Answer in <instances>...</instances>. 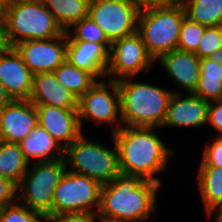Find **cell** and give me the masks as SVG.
Here are the masks:
<instances>
[{
  "label": "cell",
  "instance_id": "cell-8",
  "mask_svg": "<svg viewBox=\"0 0 222 222\" xmlns=\"http://www.w3.org/2000/svg\"><path fill=\"white\" fill-rule=\"evenodd\" d=\"M101 189L102 185L92 178L66 170L54 191L52 216H96L100 206Z\"/></svg>",
  "mask_w": 222,
  "mask_h": 222
},
{
  "label": "cell",
  "instance_id": "cell-26",
  "mask_svg": "<svg viewBox=\"0 0 222 222\" xmlns=\"http://www.w3.org/2000/svg\"><path fill=\"white\" fill-rule=\"evenodd\" d=\"M54 74L60 81V84L72 92L78 99L97 81L89 72L75 67L67 60L54 71Z\"/></svg>",
  "mask_w": 222,
  "mask_h": 222
},
{
  "label": "cell",
  "instance_id": "cell-22",
  "mask_svg": "<svg viewBox=\"0 0 222 222\" xmlns=\"http://www.w3.org/2000/svg\"><path fill=\"white\" fill-rule=\"evenodd\" d=\"M29 163L18 143L0 140V177L12 182L16 187L25 176Z\"/></svg>",
  "mask_w": 222,
  "mask_h": 222
},
{
  "label": "cell",
  "instance_id": "cell-9",
  "mask_svg": "<svg viewBox=\"0 0 222 222\" xmlns=\"http://www.w3.org/2000/svg\"><path fill=\"white\" fill-rule=\"evenodd\" d=\"M101 80L78 99L79 123L82 129V120L93 119L96 123L112 125V133L121 126L120 91L117 81ZM109 88H108V85ZM112 90V91H111ZM116 124V126L114 125Z\"/></svg>",
  "mask_w": 222,
  "mask_h": 222
},
{
  "label": "cell",
  "instance_id": "cell-11",
  "mask_svg": "<svg viewBox=\"0 0 222 222\" xmlns=\"http://www.w3.org/2000/svg\"><path fill=\"white\" fill-rule=\"evenodd\" d=\"M138 32L125 36L111 43L106 76L118 81L137 77V74L149 70L154 63Z\"/></svg>",
  "mask_w": 222,
  "mask_h": 222
},
{
  "label": "cell",
  "instance_id": "cell-6",
  "mask_svg": "<svg viewBox=\"0 0 222 222\" xmlns=\"http://www.w3.org/2000/svg\"><path fill=\"white\" fill-rule=\"evenodd\" d=\"M113 142L114 149H110L100 142L88 141L82 133L64 151L67 170L86 175L101 185L111 182L120 174L118 150Z\"/></svg>",
  "mask_w": 222,
  "mask_h": 222
},
{
  "label": "cell",
  "instance_id": "cell-13",
  "mask_svg": "<svg viewBox=\"0 0 222 222\" xmlns=\"http://www.w3.org/2000/svg\"><path fill=\"white\" fill-rule=\"evenodd\" d=\"M38 124L35 105L29 100H12L0 110V140L19 143Z\"/></svg>",
  "mask_w": 222,
  "mask_h": 222
},
{
  "label": "cell",
  "instance_id": "cell-1",
  "mask_svg": "<svg viewBox=\"0 0 222 222\" xmlns=\"http://www.w3.org/2000/svg\"><path fill=\"white\" fill-rule=\"evenodd\" d=\"M154 130L155 127L121 126L112 135L118 150L120 173L162 185L156 174L167 170L168 158L174 151Z\"/></svg>",
  "mask_w": 222,
  "mask_h": 222
},
{
  "label": "cell",
  "instance_id": "cell-27",
  "mask_svg": "<svg viewBox=\"0 0 222 222\" xmlns=\"http://www.w3.org/2000/svg\"><path fill=\"white\" fill-rule=\"evenodd\" d=\"M73 33L67 30L66 33L74 41H88L95 43H110L103 30L89 16L74 23L71 27Z\"/></svg>",
  "mask_w": 222,
  "mask_h": 222
},
{
  "label": "cell",
  "instance_id": "cell-20",
  "mask_svg": "<svg viewBox=\"0 0 222 222\" xmlns=\"http://www.w3.org/2000/svg\"><path fill=\"white\" fill-rule=\"evenodd\" d=\"M18 145L29 164L32 159L36 163L64 158L65 149L39 124Z\"/></svg>",
  "mask_w": 222,
  "mask_h": 222
},
{
  "label": "cell",
  "instance_id": "cell-3",
  "mask_svg": "<svg viewBox=\"0 0 222 222\" xmlns=\"http://www.w3.org/2000/svg\"><path fill=\"white\" fill-rule=\"evenodd\" d=\"M131 79L133 77L117 81L122 126L162 127L174 91L134 80L132 82Z\"/></svg>",
  "mask_w": 222,
  "mask_h": 222
},
{
  "label": "cell",
  "instance_id": "cell-36",
  "mask_svg": "<svg viewBox=\"0 0 222 222\" xmlns=\"http://www.w3.org/2000/svg\"><path fill=\"white\" fill-rule=\"evenodd\" d=\"M10 44L6 35V25L4 17L0 18V53L7 51L10 48Z\"/></svg>",
  "mask_w": 222,
  "mask_h": 222
},
{
  "label": "cell",
  "instance_id": "cell-25",
  "mask_svg": "<svg viewBox=\"0 0 222 222\" xmlns=\"http://www.w3.org/2000/svg\"><path fill=\"white\" fill-rule=\"evenodd\" d=\"M186 17L205 27L222 26V0H180Z\"/></svg>",
  "mask_w": 222,
  "mask_h": 222
},
{
  "label": "cell",
  "instance_id": "cell-4",
  "mask_svg": "<svg viewBox=\"0 0 222 222\" xmlns=\"http://www.w3.org/2000/svg\"><path fill=\"white\" fill-rule=\"evenodd\" d=\"M3 17L11 47L26 40L51 39L65 32L41 0L4 5Z\"/></svg>",
  "mask_w": 222,
  "mask_h": 222
},
{
  "label": "cell",
  "instance_id": "cell-33",
  "mask_svg": "<svg viewBox=\"0 0 222 222\" xmlns=\"http://www.w3.org/2000/svg\"><path fill=\"white\" fill-rule=\"evenodd\" d=\"M17 192V187L12 182L0 177V209L14 204Z\"/></svg>",
  "mask_w": 222,
  "mask_h": 222
},
{
  "label": "cell",
  "instance_id": "cell-21",
  "mask_svg": "<svg viewBox=\"0 0 222 222\" xmlns=\"http://www.w3.org/2000/svg\"><path fill=\"white\" fill-rule=\"evenodd\" d=\"M198 186L207 216L222 207V167L200 166Z\"/></svg>",
  "mask_w": 222,
  "mask_h": 222
},
{
  "label": "cell",
  "instance_id": "cell-31",
  "mask_svg": "<svg viewBox=\"0 0 222 222\" xmlns=\"http://www.w3.org/2000/svg\"><path fill=\"white\" fill-rule=\"evenodd\" d=\"M211 143H206L202 163L200 166L222 167V136L212 138Z\"/></svg>",
  "mask_w": 222,
  "mask_h": 222
},
{
  "label": "cell",
  "instance_id": "cell-7",
  "mask_svg": "<svg viewBox=\"0 0 222 222\" xmlns=\"http://www.w3.org/2000/svg\"><path fill=\"white\" fill-rule=\"evenodd\" d=\"M66 167L64 158L33 163L17 187V199H20V204L44 216H52L54 191L67 170Z\"/></svg>",
  "mask_w": 222,
  "mask_h": 222
},
{
  "label": "cell",
  "instance_id": "cell-30",
  "mask_svg": "<svg viewBox=\"0 0 222 222\" xmlns=\"http://www.w3.org/2000/svg\"><path fill=\"white\" fill-rule=\"evenodd\" d=\"M222 48V26L206 27L194 52L200 59L207 58L217 49Z\"/></svg>",
  "mask_w": 222,
  "mask_h": 222
},
{
  "label": "cell",
  "instance_id": "cell-23",
  "mask_svg": "<svg viewBox=\"0 0 222 222\" xmlns=\"http://www.w3.org/2000/svg\"><path fill=\"white\" fill-rule=\"evenodd\" d=\"M64 31L89 16L91 0H41Z\"/></svg>",
  "mask_w": 222,
  "mask_h": 222
},
{
  "label": "cell",
  "instance_id": "cell-40",
  "mask_svg": "<svg viewBox=\"0 0 222 222\" xmlns=\"http://www.w3.org/2000/svg\"><path fill=\"white\" fill-rule=\"evenodd\" d=\"M1 1H2L3 6H4V5L14 3V2L28 1V0H1Z\"/></svg>",
  "mask_w": 222,
  "mask_h": 222
},
{
  "label": "cell",
  "instance_id": "cell-24",
  "mask_svg": "<svg viewBox=\"0 0 222 222\" xmlns=\"http://www.w3.org/2000/svg\"><path fill=\"white\" fill-rule=\"evenodd\" d=\"M200 77L194 94L205 101L222 100V64L200 59Z\"/></svg>",
  "mask_w": 222,
  "mask_h": 222
},
{
  "label": "cell",
  "instance_id": "cell-16",
  "mask_svg": "<svg viewBox=\"0 0 222 222\" xmlns=\"http://www.w3.org/2000/svg\"><path fill=\"white\" fill-rule=\"evenodd\" d=\"M33 74L14 47L0 53V83L12 100H28Z\"/></svg>",
  "mask_w": 222,
  "mask_h": 222
},
{
  "label": "cell",
  "instance_id": "cell-37",
  "mask_svg": "<svg viewBox=\"0 0 222 222\" xmlns=\"http://www.w3.org/2000/svg\"><path fill=\"white\" fill-rule=\"evenodd\" d=\"M12 101L11 97L6 93L5 88L0 83V110Z\"/></svg>",
  "mask_w": 222,
  "mask_h": 222
},
{
  "label": "cell",
  "instance_id": "cell-15",
  "mask_svg": "<svg viewBox=\"0 0 222 222\" xmlns=\"http://www.w3.org/2000/svg\"><path fill=\"white\" fill-rule=\"evenodd\" d=\"M110 47L111 43L74 41L67 34L66 60L97 80L106 77Z\"/></svg>",
  "mask_w": 222,
  "mask_h": 222
},
{
  "label": "cell",
  "instance_id": "cell-10",
  "mask_svg": "<svg viewBox=\"0 0 222 222\" xmlns=\"http://www.w3.org/2000/svg\"><path fill=\"white\" fill-rule=\"evenodd\" d=\"M139 9L131 0H91L89 17L110 43L137 32Z\"/></svg>",
  "mask_w": 222,
  "mask_h": 222
},
{
  "label": "cell",
  "instance_id": "cell-34",
  "mask_svg": "<svg viewBox=\"0 0 222 222\" xmlns=\"http://www.w3.org/2000/svg\"><path fill=\"white\" fill-rule=\"evenodd\" d=\"M139 11L168 7L177 4L180 0H131Z\"/></svg>",
  "mask_w": 222,
  "mask_h": 222
},
{
  "label": "cell",
  "instance_id": "cell-38",
  "mask_svg": "<svg viewBox=\"0 0 222 222\" xmlns=\"http://www.w3.org/2000/svg\"><path fill=\"white\" fill-rule=\"evenodd\" d=\"M207 58L211 61L222 64V48L215 50Z\"/></svg>",
  "mask_w": 222,
  "mask_h": 222
},
{
  "label": "cell",
  "instance_id": "cell-12",
  "mask_svg": "<svg viewBox=\"0 0 222 222\" xmlns=\"http://www.w3.org/2000/svg\"><path fill=\"white\" fill-rule=\"evenodd\" d=\"M14 48L33 75L54 72L66 60L67 33L51 39L26 40Z\"/></svg>",
  "mask_w": 222,
  "mask_h": 222
},
{
  "label": "cell",
  "instance_id": "cell-18",
  "mask_svg": "<svg viewBox=\"0 0 222 222\" xmlns=\"http://www.w3.org/2000/svg\"><path fill=\"white\" fill-rule=\"evenodd\" d=\"M28 100L34 105L78 108V98L60 84L54 72L33 75L32 88Z\"/></svg>",
  "mask_w": 222,
  "mask_h": 222
},
{
  "label": "cell",
  "instance_id": "cell-32",
  "mask_svg": "<svg viewBox=\"0 0 222 222\" xmlns=\"http://www.w3.org/2000/svg\"><path fill=\"white\" fill-rule=\"evenodd\" d=\"M217 131V136H222V100L209 102L207 124Z\"/></svg>",
  "mask_w": 222,
  "mask_h": 222
},
{
  "label": "cell",
  "instance_id": "cell-41",
  "mask_svg": "<svg viewBox=\"0 0 222 222\" xmlns=\"http://www.w3.org/2000/svg\"><path fill=\"white\" fill-rule=\"evenodd\" d=\"M96 219L99 220V222H125V221L109 220V219H105V218H96Z\"/></svg>",
  "mask_w": 222,
  "mask_h": 222
},
{
  "label": "cell",
  "instance_id": "cell-19",
  "mask_svg": "<svg viewBox=\"0 0 222 222\" xmlns=\"http://www.w3.org/2000/svg\"><path fill=\"white\" fill-rule=\"evenodd\" d=\"M160 65L178 85L188 93H194L200 77V58L194 52L175 49L162 55Z\"/></svg>",
  "mask_w": 222,
  "mask_h": 222
},
{
  "label": "cell",
  "instance_id": "cell-42",
  "mask_svg": "<svg viewBox=\"0 0 222 222\" xmlns=\"http://www.w3.org/2000/svg\"><path fill=\"white\" fill-rule=\"evenodd\" d=\"M3 17V4L2 1L0 0V18Z\"/></svg>",
  "mask_w": 222,
  "mask_h": 222
},
{
  "label": "cell",
  "instance_id": "cell-2",
  "mask_svg": "<svg viewBox=\"0 0 222 222\" xmlns=\"http://www.w3.org/2000/svg\"><path fill=\"white\" fill-rule=\"evenodd\" d=\"M161 185L140 177L119 174L102 185L96 218L144 222L156 211V195Z\"/></svg>",
  "mask_w": 222,
  "mask_h": 222
},
{
  "label": "cell",
  "instance_id": "cell-14",
  "mask_svg": "<svg viewBox=\"0 0 222 222\" xmlns=\"http://www.w3.org/2000/svg\"><path fill=\"white\" fill-rule=\"evenodd\" d=\"M38 124L66 149L83 132L79 123L78 108H57L50 105H35Z\"/></svg>",
  "mask_w": 222,
  "mask_h": 222
},
{
  "label": "cell",
  "instance_id": "cell-17",
  "mask_svg": "<svg viewBox=\"0 0 222 222\" xmlns=\"http://www.w3.org/2000/svg\"><path fill=\"white\" fill-rule=\"evenodd\" d=\"M181 96L178 92H173L162 127L195 128L206 125L209 102L194 93H188L184 98Z\"/></svg>",
  "mask_w": 222,
  "mask_h": 222
},
{
  "label": "cell",
  "instance_id": "cell-39",
  "mask_svg": "<svg viewBox=\"0 0 222 222\" xmlns=\"http://www.w3.org/2000/svg\"><path fill=\"white\" fill-rule=\"evenodd\" d=\"M213 213H215L214 214L215 222H222V207L214 210L208 216H211Z\"/></svg>",
  "mask_w": 222,
  "mask_h": 222
},
{
  "label": "cell",
  "instance_id": "cell-29",
  "mask_svg": "<svg viewBox=\"0 0 222 222\" xmlns=\"http://www.w3.org/2000/svg\"><path fill=\"white\" fill-rule=\"evenodd\" d=\"M45 216L16 202L0 209V222H44Z\"/></svg>",
  "mask_w": 222,
  "mask_h": 222
},
{
  "label": "cell",
  "instance_id": "cell-35",
  "mask_svg": "<svg viewBox=\"0 0 222 222\" xmlns=\"http://www.w3.org/2000/svg\"><path fill=\"white\" fill-rule=\"evenodd\" d=\"M44 220L46 222H95L96 216H93V215H58V216H45Z\"/></svg>",
  "mask_w": 222,
  "mask_h": 222
},
{
  "label": "cell",
  "instance_id": "cell-28",
  "mask_svg": "<svg viewBox=\"0 0 222 222\" xmlns=\"http://www.w3.org/2000/svg\"><path fill=\"white\" fill-rule=\"evenodd\" d=\"M205 26L184 17L179 34L177 49L195 52L203 36Z\"/></svg>",
  "mask_w": 222,
  "mask_h": 222
},
{
  "label": "cell",
  "instance_id": "cell-5",
  "mask_svg": "<svg viewBox=\"0 0 222 222\" xmlns=\"http://www.w3.org/2000/svg\"><path fill=\"white\" fill-rule=\"evenodd\" d=\"M185 16L181 2L168 7L139 12L137 32L155 62L162 55L177 49L181 25Z\"/></svg>",
  "mask_w": 222,
  "mask_h": 222
}]
</instances>
